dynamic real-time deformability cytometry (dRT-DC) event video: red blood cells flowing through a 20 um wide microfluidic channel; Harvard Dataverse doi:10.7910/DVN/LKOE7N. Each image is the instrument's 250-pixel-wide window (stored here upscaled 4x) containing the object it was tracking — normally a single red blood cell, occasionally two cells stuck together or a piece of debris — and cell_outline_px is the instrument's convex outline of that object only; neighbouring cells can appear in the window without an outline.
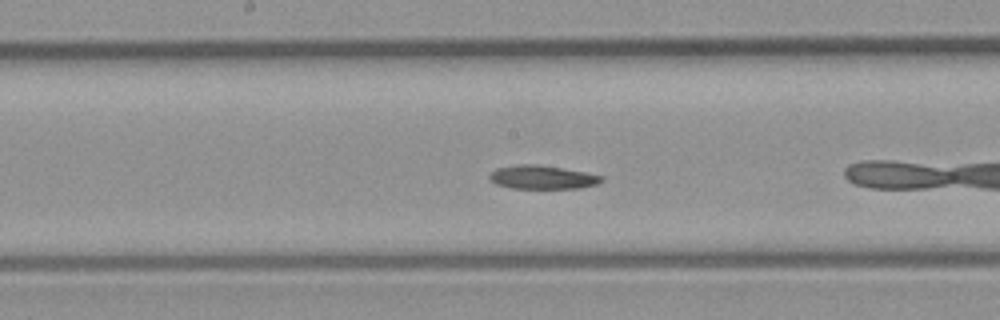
{"species": "common noctule bat (a hibernating species)", "species_latin": "Nyctalus noctula", "temperature_condition": "room temperature", "stored_images_in_passage": 26, "camera_frame_rate_fps": 3000, "um_per_image_px": 0.085, "animal": {"sex": "male", "body_mass_g": 23.1, "forearm_length_mm": 52.7}, "frame": {"image": 1, "passage_image": 15, "time_ms": 4.667, "image_size_px": [1000, 320], "cell_outline_px": [[604, 180], [596, 184], [580, 188], [512, 188], [496, 184], [488, 176], [496, 168], [516, 164], [540, 164], [564, 168], [604, 176]], "centroid_in_image_um": [46.11, 15.05], "position_along_channel_um": 202.1, "area_um2": 15.43}}